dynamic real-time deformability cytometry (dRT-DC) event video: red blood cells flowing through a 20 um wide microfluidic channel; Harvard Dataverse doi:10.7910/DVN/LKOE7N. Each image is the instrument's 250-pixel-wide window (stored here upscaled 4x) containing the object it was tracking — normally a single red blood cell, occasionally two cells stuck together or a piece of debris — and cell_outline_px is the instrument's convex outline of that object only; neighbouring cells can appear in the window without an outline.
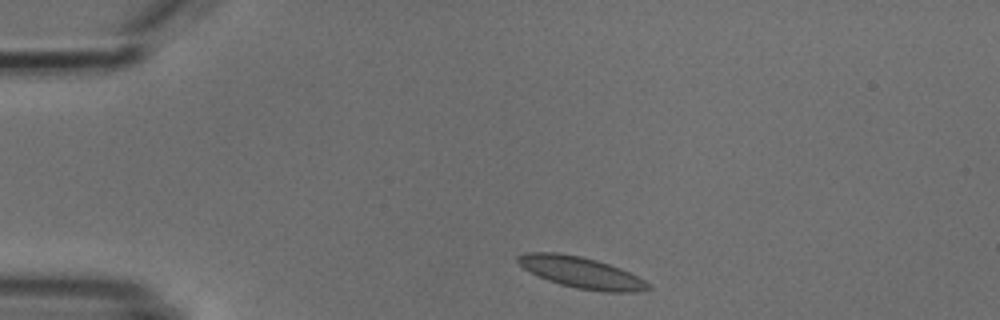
{"species": "common noctule bat (a hibernating species)", "species_latin": "Nyctalus noctula", "temperature_condition": "cold", "stored_images_in_passage": 4, "segment_of_instrument_passage": [2, 2], "camera_frame_rate_fps": 3000, "um_per_image_px": 0.085, "animal": {"sex": "male", "body_mass_g": 18.8}, "frame": {"image": 1, "passage_image": 4, "time_ms": 4.333, "image_size_px": [1000, 320], "cell_outline_px": [[652, 288], [640, 292], [604, 292], [576, 288], [560, 284], [548, 280], [524, 268], [516, 260], [516, 256], [524, 252], [556, 252], [580, 256], [596, 260], [620, 268], [644, 280]], "centroid_in_image_um": [49.4, 23.16], "position_along_channel_um": 35.6, "area_um2": 23.52}}